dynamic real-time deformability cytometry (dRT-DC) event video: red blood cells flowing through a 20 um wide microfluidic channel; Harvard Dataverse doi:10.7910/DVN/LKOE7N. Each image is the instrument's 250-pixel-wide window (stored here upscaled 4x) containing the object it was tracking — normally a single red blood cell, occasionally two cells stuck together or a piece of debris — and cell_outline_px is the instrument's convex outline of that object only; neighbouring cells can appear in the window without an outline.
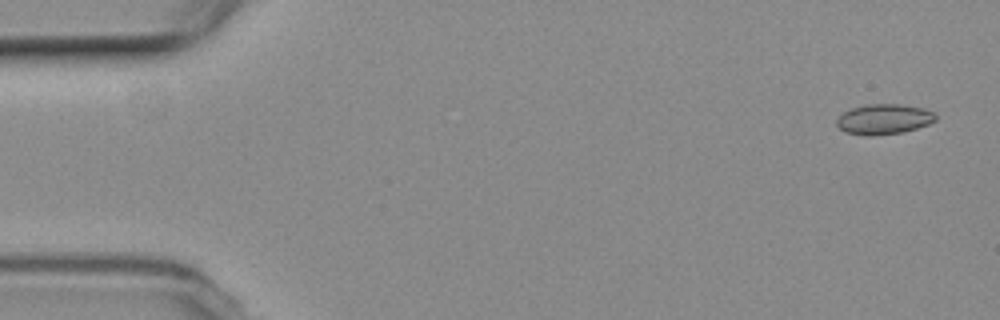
{"species": "common noctule bat (a hibernating species)", "species_latin": "Nyctalus noctula", "temperature_condition": "room temperature", "stored_images_in_passage": 5, "camera_frame_rate_fps": 3000, "um_per_image_px": 0.085, "animal": {"sex": "female", "body_mass_g": 19.3, "forearm_length_mm": 54.1}, "frame": {"image": 1, "passage_image": 1, "time_ms": 0.0, "image_size_px": [1000, 320], "cell_outline_px": [[936, 120], [928, 124], [904, 132], [844, 132], [836, 124], [836, 120], [844, 112], [852, 108], [868, 104], [900, 104], [924, 108], [932, 112], [936, 116]], "centroid_in_image_um": [75.17, 10.07], "position_along_channel_um": 9.8, "area_um2": 16.47}}
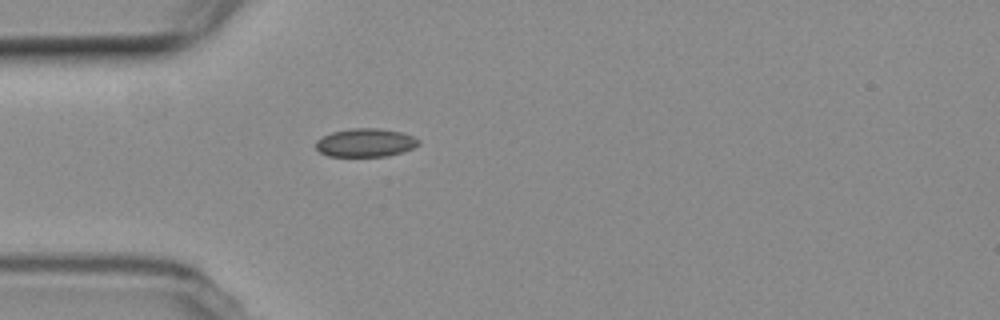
{"frame": {"image": 2, "passage_image": 5, "time_ms": 4.667, "image_size_px": [1000, 320], "cell_outline_px": [[420, 144], [412, 148], [388, 156], [328, 156], [320, 152], [316, 148], [316, 140], [332, 132], [352, 128], [380, 128], [400, 132], [412, 136], [420, 140]], "centroid_in_image_um": [31.06, 12.12], "position_along_channel_um": 53.9, "area_um2": 16.88}}